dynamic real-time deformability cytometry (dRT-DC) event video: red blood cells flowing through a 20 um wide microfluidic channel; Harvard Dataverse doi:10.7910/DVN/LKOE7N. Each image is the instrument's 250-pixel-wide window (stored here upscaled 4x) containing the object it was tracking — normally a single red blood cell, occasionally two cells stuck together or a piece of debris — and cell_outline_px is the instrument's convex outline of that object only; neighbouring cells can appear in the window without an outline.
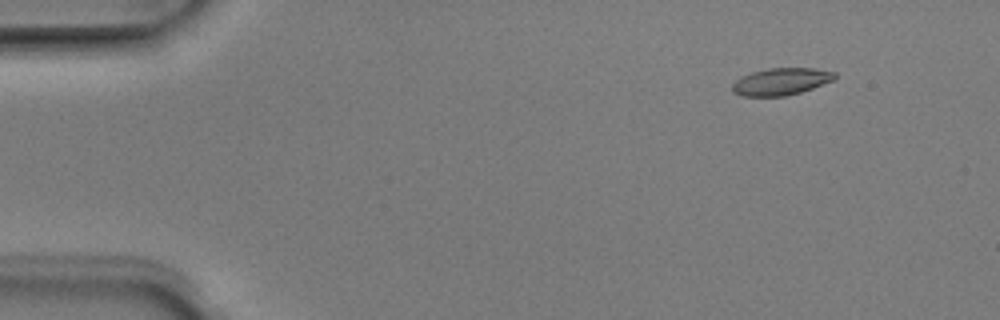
{"species": "Egyptian fruit bat (a non-hibernating species)", "species_latin": "Rousettus aegyptiacus", "temperature_condition": "room temperature", "stored_images_in_passage": 5, "camera_frame_rate_fps": 3000, "um_per_image_px": 0.085, "animal": {"sex": "male"}, "frame": {"image": 1, "passage_image": 2, "time_ms": 0.333, "image_size_px": [1000, 320], "cell_outline_px": [[836, 80], [800, 92], [784, 96], [740, 96], [732, 92], [732, 84], [736, 80], [752, 72], [768, 68], [816, 68], [836, 72]], "centroid_in_image_um": [66.41, 6.93], "position_along_channel_um": 18.6, "area_um2": 16.24}}
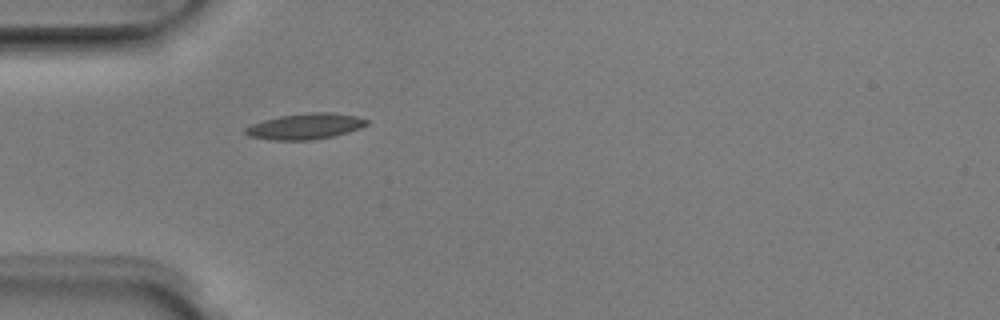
{"frame": {"image": 2, "passage_image": 5, "time_ms": 1.333, "image_size_px": [1000, 320], "cell_outline_px": [[368, 124], [360, 128], [348, 132], [332, 136], [312, 140], [272, 140], [248, 136], [244, 132], [244, 128], [252, 124], [264, 120], [280, 116], [308, 112], [332, 112], [356, 116], [368, 120]], "centroid_in_image_um": [25.94, 10.73], "position_along_channel_um": 59.1, "area_um2": 18.26}}